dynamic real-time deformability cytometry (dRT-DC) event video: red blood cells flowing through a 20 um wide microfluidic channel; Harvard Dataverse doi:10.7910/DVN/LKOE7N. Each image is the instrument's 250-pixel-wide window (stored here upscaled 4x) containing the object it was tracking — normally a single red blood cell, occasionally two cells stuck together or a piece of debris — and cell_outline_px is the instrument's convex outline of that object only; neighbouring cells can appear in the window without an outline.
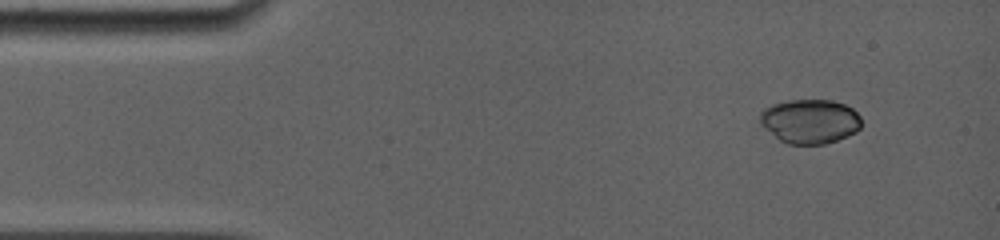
{"species": "common noctule bat (a hibernating species)", "species_latin": "Nyctalus noctula", "temperature_condition": "room temperature", "stored_images_in_passage": 45, "camera_frame_rate_fps": 5000, "um_per_image_px": 0.085, "animal": {"sex": "female", "body_mass_g": 19.0, "forearm_length_mm": 56.7}, "frame": {"image": 1, "passage_image": 4, "time_ms": 1.4, "image_size_px": [1000, 240], "cell_outline_px": [[860, 128], [856, 132], [848, 136], [824, 144], [788, 144], [780, 140], [764, 128], [760, 124], [760, 112], [764, 108], [772, 104], [788, 100], [832, 100], [844, 104], [852, 108], [860, 116]], "centroid_in_image_um": [68.83, 10.31], "position_along_channel_um": 16.2, "area_um2": 26.24}}
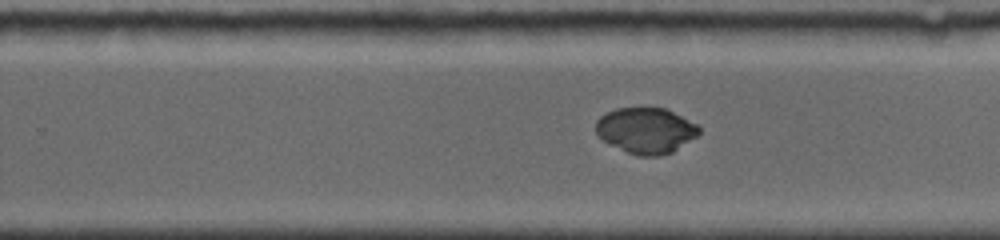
{"frame": {"image": 2, "passage_image": 28, "time_ms": 10.2, "image_size_px": [1000, 240], "cell_outline_px": [[700, 132], [696, 136], [672, 152], [656, 156], [640, 156], [628, 152], [604, 140], [596, 132], [596, 120], [600, 116], [616, 108], [664, 108], [696, 124], [700, 128]], "centroid_in_image_um": [54.89, 11.08], "position_along_channel_um": 274.9, "area_um2": 26.93}}
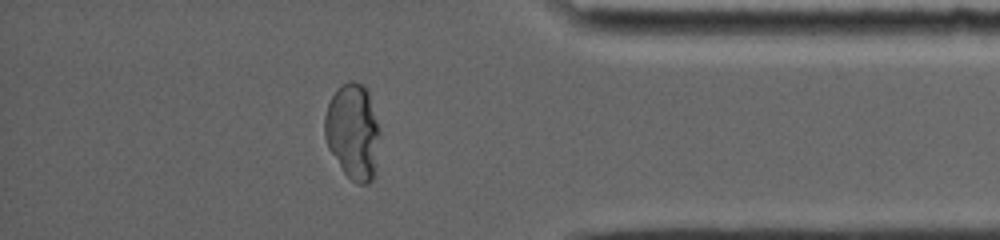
{"frame": {"image": 3, "passage_image": 45, "time_ms": 13.8, "image_size_px": [1000, 240], "cell_outline_px": [[376, 136], [372, 180], [368, 184], [360, 184], [352, 180], [344, 172], [328, 148], [324, 136], [324, 116], [328, 104], [332, 96], [348, 80], [352, 80], [364, 84], [368, 92], [376, 120]], "centroid_in_image_um": [29.92, 11.14], "position_along_channel_um": 405.3, "area_um2": 29.42}}